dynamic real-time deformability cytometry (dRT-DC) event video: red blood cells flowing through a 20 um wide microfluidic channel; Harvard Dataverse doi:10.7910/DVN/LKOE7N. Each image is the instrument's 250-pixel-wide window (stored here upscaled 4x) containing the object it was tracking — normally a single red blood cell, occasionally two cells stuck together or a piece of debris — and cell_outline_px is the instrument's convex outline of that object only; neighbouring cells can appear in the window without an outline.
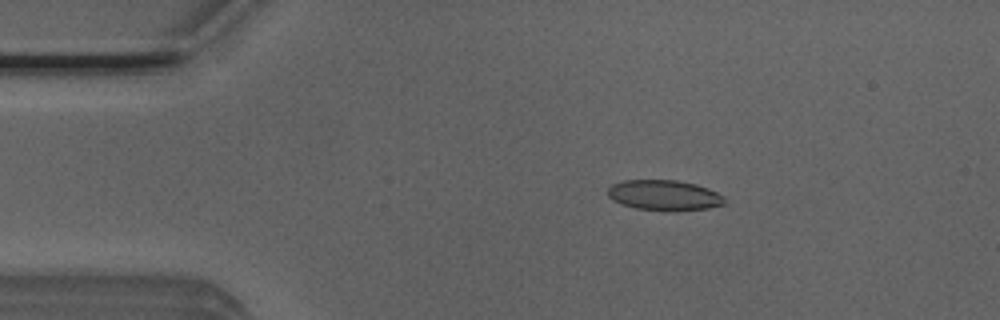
{"species": "Egyptian fruit bat (a non-hibernating species)", "species_latin": "Rousettus aegyptiacus", "temperature_condition": "room temperature", "stored_images_in_passage": 5, "camera_frame_rate_fps": 3000, "um_per_image_px": 0.085, "animal": {"sex": "male"}, "frame": {"image": 1, "passage_image": 3, "time_ms": 0.667, "image_size_px": [1000, 320], "cell_outline_px": [[724, 204], [708, 208], [672, 212], [636, 208], [620, 204], [612, 200], [608, 196], [608, 188], [612, 184], [624, 180], [676, 180], [696, 184], [708, 188], [724, 196]], "centroid_in_image_um": [56.44, 16.6], "position_along_channel_um": 28.6, "area_um2": 20.87}}
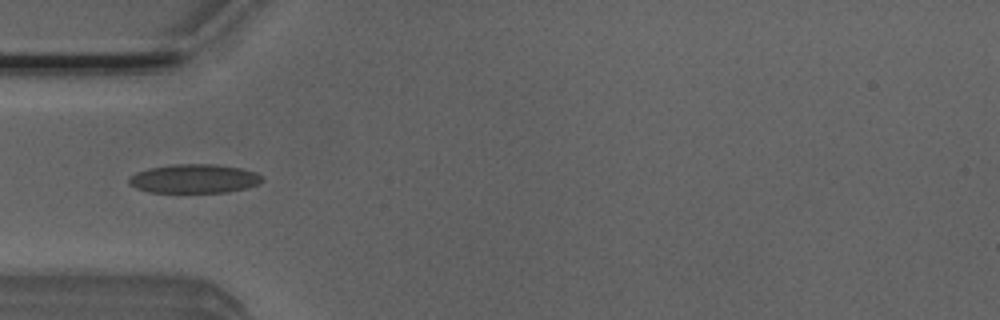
{"frame": {"image": 2, "passage_image": 5, "time_ms": 1.333, "image_size_px": [1000, 320], "cell_outline_px": [[264, 180], [260, 184], [248, 188], [228, 192], [148, 192], [136, 188], [128, 184], [128, 176], [136, 172], [148, 168], [172, 164], [216, 164], [240, 168], [256, 172]], "centroid_in_image_um": [16.49, 15.18], "position_along_channel_um": 68.5, "area_um2": 22.72}}